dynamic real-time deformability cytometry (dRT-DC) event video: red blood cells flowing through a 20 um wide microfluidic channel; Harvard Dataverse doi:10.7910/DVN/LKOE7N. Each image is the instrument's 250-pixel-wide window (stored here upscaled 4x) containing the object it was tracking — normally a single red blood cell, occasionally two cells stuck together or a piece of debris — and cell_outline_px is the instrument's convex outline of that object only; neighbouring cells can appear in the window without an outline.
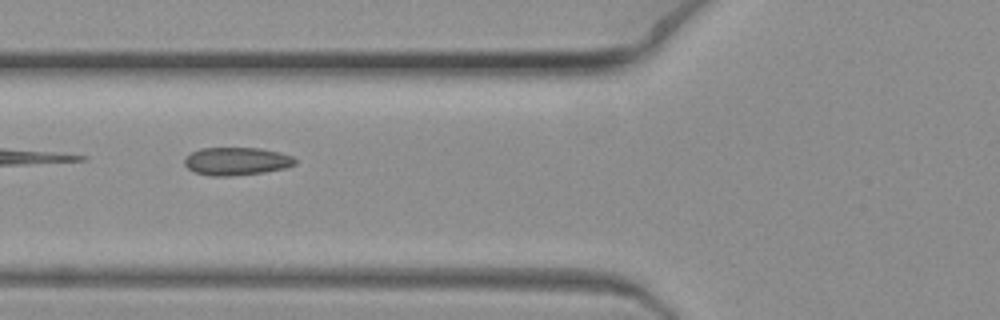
{"species": "common noctule bat (a hibernating species)", "species_latin": "Nyctalus noctula", "temperature_condition": "warm", "stored_images_in_passage": 3, "camera_frame_rate_fps": 3000, "um_per_image_px": 0.085, "animal": {"sex": "female", "body_mass_g": 19.3, "forearm_length_mm": 54.1}, "frame": {"image": 1, "passage_image": 2, "time_ms": 0.333, "image_size_px": [1000, 320], "cell_outline_px": [[296, 164], [284, 168], [264, 172], [232, 176], [208, 176], [196, 172], [188, 168], [184, 164], [184, 160], [192, 152], [200, 148], [260, 148], [280, 152], [292, 156], [296, 160]], "centroid_in_image_um": [20.11, 13.7], "position_along_channel_um": 105.7, "area_um2": 17.98}}